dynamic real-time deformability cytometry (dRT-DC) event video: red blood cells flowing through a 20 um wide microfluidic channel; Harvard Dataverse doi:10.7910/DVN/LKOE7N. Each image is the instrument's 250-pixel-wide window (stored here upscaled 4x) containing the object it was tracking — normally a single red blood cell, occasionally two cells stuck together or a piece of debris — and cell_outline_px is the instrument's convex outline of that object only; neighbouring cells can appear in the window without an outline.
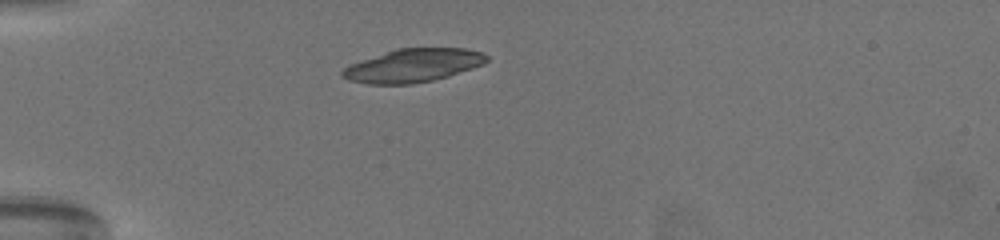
{"species": "common noctule bat (a hibernating species)", "species_latin": "Nyctalus noctula", "temperature_condition": "warm", "stored_images_in_passage": 44, "camera_frame_rate_fps": 3000, "um_per_image_px": 0.085, "animal": {"sex": "female", "body_mass_g": 19.5, "forearm_length_mm": 54.1}, "frame": {"image": 1, "passage_image": 1, "time_ms": 0.0, "image_size_px": [1000, 240], "cell_outline_px": [[488, 60], [484, 64], [448, 76], [432, 80], [412, 84], [368, 84], [348, 80], [340, 76], [340, 72], [344, 68], [360, 60], [396, 48], [464, 48], [484, 52], [488, 56]], "centroid_in_image_um": [35.1, 5.56], "position_along_channel_um": 49.9, "area_um2": 28.09}}
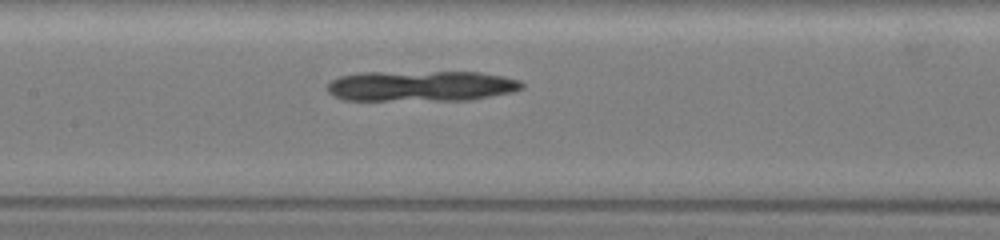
{"frame": {"image": 2, "passage_image": 14, "time_ms": 4.333, "image_size_px": [1000, 240], "cell_outline_px": [[524, 88], [512, 92], [472, 100], [344, 100], [332, 96], [328, 92], [328, 84], [332, 80], [340, 76], [360, 72], [480, 72], [504, 76], [520, 80], [524, 84]], "centroid_in_image_um": [35.82, 7.31], "position_along_channel_um": 171.6, "area_um2": 35.03}}
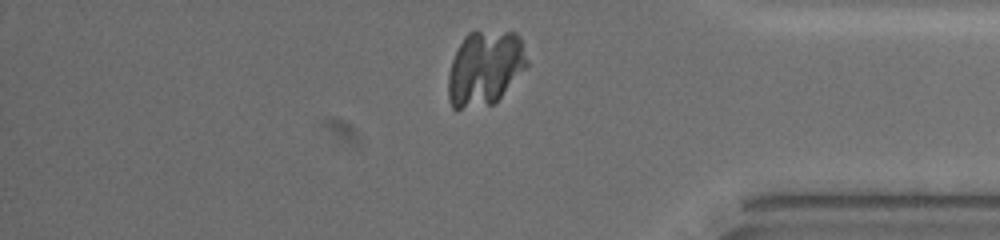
{"frame": {"image": 3, "passage_image": 35, "time_ms": 11.333, "image_size_px": [1000, 240], "cell_outline_px": [[528, 64], [500, 96], [492, 104], [460, 108], [452, 108], [448, 100], [448, 76], [452, 60], [464, 36], [468, 32], [516, 32], [520, 36], [528, 60]], "centroid_in_image_um": [41.2, 5.77], "position_along_channel_um": 394.0, "area_um2": 33.76}}